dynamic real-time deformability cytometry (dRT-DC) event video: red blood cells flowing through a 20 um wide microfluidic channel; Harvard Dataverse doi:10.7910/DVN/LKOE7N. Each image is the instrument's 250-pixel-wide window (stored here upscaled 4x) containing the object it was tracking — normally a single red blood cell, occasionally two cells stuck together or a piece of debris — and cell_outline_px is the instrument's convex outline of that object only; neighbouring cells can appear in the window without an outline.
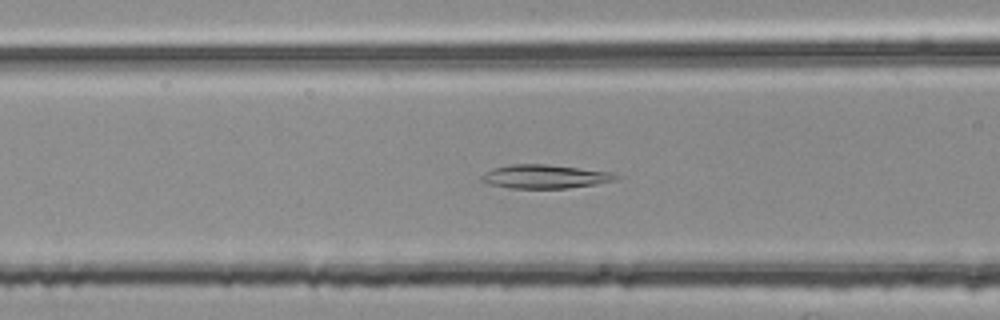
{"species": "common noctule bat (a hibernating species)", "species_latin": "Nyctalus noctula", "temperature_condition": "room temperature", "stored_images_in_passage": 54, "camera_frame_rate_fps": 3000, "um_per_image_px": 0.085, "animal": {"sex": "female", "body_mass_g": 25.1}, "frame": {"image": 1, "passage_image": 21, "time_ms": 6.667, "image_size_px": [1000, 320], "cell_outline_px": [[620, 176], [612, 180], [596, 184], [568, 188], [508, 188], [488, 184], [480, 180], [480, 176], [484, 172], [492, 168], [512, 164], [548, 164], [616, 172]], "centroid_in_image_um": [46.29, 15.0], "position_along_channel_um": 120.3, "area_um2": 18.79}}
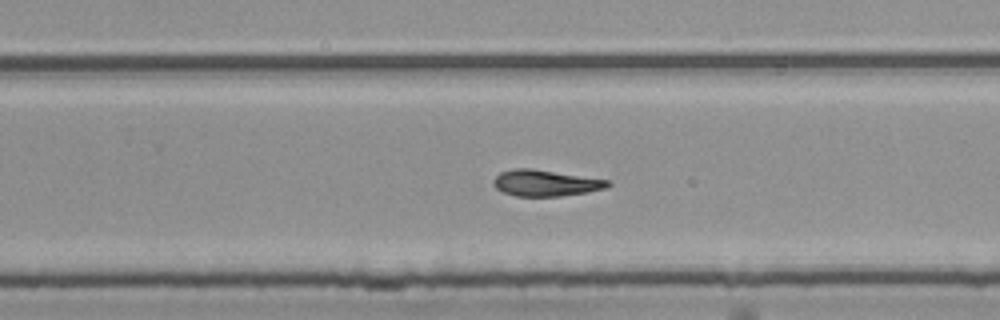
{"frame": {"image": 2, "passage_image": 34, "time_ms": 11.0, "image_size_px": [1000, 320], "cell_outline_px": [[612, 184], [604, 188], [588, 192], [560, 196], [516, 196], [504, 192], [496, 188], [492, 184], [492, 180], [500, 172], [512, 168], [532, 168], [608, 180]], "centroid_in_image_um": [46.33, 15.55], "position_along_channel_um": 283.5, "area_um2": 17.46}}
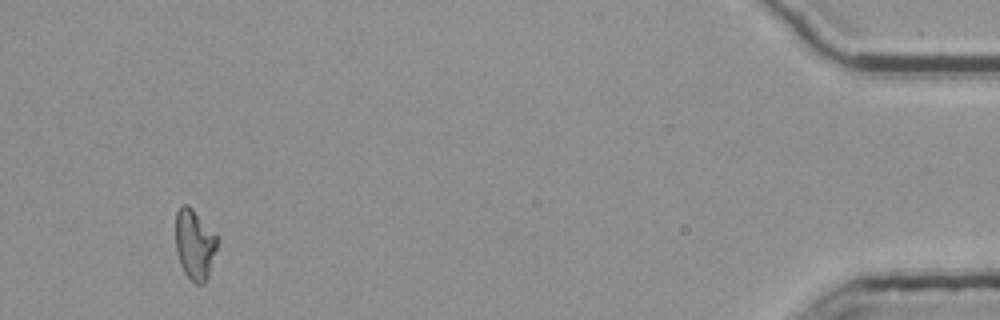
{"frame": {"image": 3, "passage_image": 51, "time_ms": 16.667, "image_size_px": [1000, 320], "cell_outline_px": [[220, 244], [208, 276], [204, 284], [196, 284], [184, 272], [180, 264], [176, 252], [176, 212], [180, 204], [188, 204], [220, 236]], "centroid_in_image_um": [16.6, 20.74], "position_along_channel_um": 418.6, "area_um2": 17.69}}